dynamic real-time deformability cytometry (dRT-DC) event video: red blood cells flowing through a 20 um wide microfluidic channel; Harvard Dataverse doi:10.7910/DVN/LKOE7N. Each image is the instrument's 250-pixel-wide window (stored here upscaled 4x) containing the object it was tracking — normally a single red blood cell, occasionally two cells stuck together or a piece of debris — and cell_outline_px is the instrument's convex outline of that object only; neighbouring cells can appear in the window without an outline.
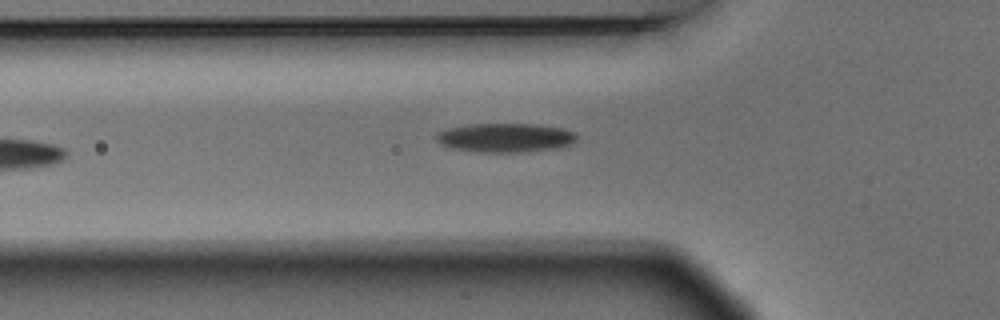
{"species": "Egyptian fruit bat (a non-hibernating species)", "species_latin": "Rousettus aegyptiacus", "temperature_condition": "warm", "stored_images_in_passage": 5, "camera_frame_rate_fps": 3000, "um_per_image_px": 0.085, "animal": {"sex": "male"}, "frame": {"image": 1, "passage_image": 5, "time_ms": 1.333, "image_size_px": [1000, 320], "cell_outline_px": [[576, 140], [572, 144], [556, 148], [524, 152], [480, 152], [448, 148], [440, 144], [436, 140], [436, 136], [440, 132], [448, 128], [468, 124], [532, 124], [560, 128], [576, 132]], "centroid_in_image_um": [42.93, 11.71], "position_along_channel_um": 82.9, "area_um2": 23.76}}